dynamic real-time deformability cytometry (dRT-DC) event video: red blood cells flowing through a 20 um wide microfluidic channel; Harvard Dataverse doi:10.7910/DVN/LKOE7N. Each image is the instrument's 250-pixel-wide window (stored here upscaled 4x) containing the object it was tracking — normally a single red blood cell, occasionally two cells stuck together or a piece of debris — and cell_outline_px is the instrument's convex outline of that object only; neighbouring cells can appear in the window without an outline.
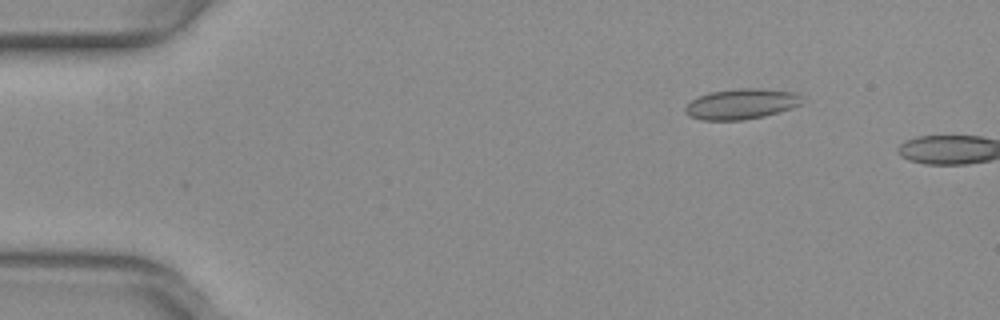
{"species": "common noctule bat (a hibernating species)", "species_latin": "Nyctalus noctula", "temperature_condition": "warm", "stored_images_in_passage": 8, "camera_frame_rate_fps": 3000, "um_per_image_px": 0.085, "animal": {"sex": "female", "body_mass_g": 29.2, "forearm_length_mm": 56.3}, "frame": {"image": 1, "passage_image": 6, "time_ms": 1.667, "image_size_px": [1000, 320], "cell_outline_px": [[804, 104], [792, 108], [764, 116], [744, 120], [700, 120], [688, 116], [684, 112], [684, 108], [696, 96], [708, 92], [740, 88], [764, 88], [796, 92], [800, 96]], "centroid_in_image_um": [63.01, 8.83], "position_along_channel_um": 22.0, "area_um2": 21.1}}